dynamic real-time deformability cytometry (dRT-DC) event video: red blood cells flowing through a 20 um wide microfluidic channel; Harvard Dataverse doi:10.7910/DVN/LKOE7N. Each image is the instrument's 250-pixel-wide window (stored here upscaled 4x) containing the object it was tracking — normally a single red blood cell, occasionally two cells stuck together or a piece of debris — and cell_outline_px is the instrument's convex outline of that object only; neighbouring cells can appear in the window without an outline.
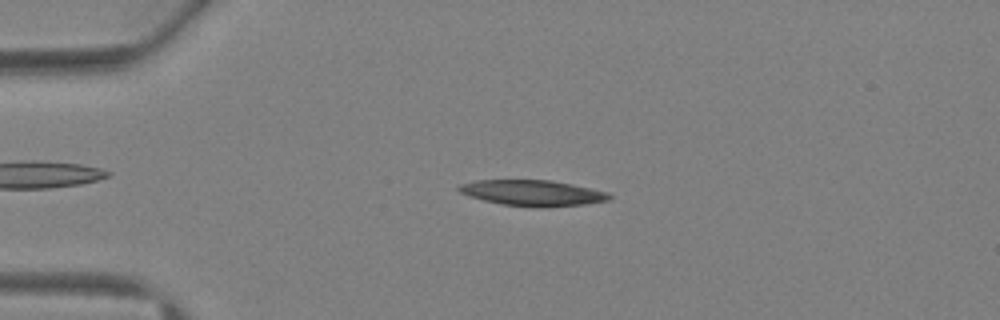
{"species": "Egyptian fruit bat (a non-hibernating species)", "species_latin": "Rousettus aegyptiacus", "temperature_condition": "warm", "stored_images_in_passage": 2, "camera_frame_rate_fps": 3000, "um_per_image_px": 0.085, "animal": {"sex": "female"}, "frame": {"image": 1, "passage_image": 2, "time_ms": 1.333, "image_size_px": [1000, 320], "cell_outline_px": [[612, 196], [608, 200], [588, 204], [504, 204], [484, 200], [468, 196], [460, 192], [456, 188], [460, 184], [476, 180], [552, 180], [572, 184], [608, 192]], "centroid_in_image_um": [45.23, 16.34], "position_along_channel_um": 39.8, "area_um2": 21.44}}